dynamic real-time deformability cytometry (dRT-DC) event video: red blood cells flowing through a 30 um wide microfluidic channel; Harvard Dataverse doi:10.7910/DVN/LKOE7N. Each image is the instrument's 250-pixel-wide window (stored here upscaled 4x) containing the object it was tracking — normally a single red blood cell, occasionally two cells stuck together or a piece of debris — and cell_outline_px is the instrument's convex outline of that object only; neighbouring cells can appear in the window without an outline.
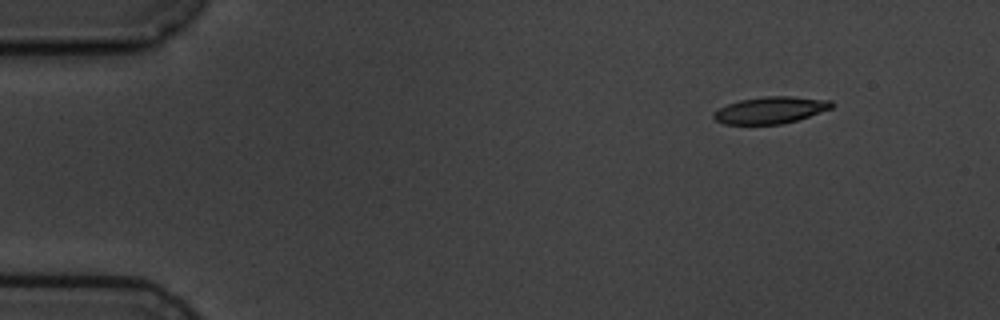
{"species": "common noctule bat (a hibernating species)", "species_latin": "Nyctalus noctula", "temperature_condition": "cold", "stored_images_in_passage": 5, "segment_of_instrument_passage": [2, 2], "camera_frame_rate_fps": 3000, "um_per_image_px": 0.085, "animal": {"sex": "male", "body_mass_g": 19.5, "forearm_length_mm": 54.6}, "frame": {"image": 1, "passage_image": 5, "time_ms": 4.667, "image_size_px": [1000, 320], "cell_outline_px": [[836, 104], [832, 108], [796, 120], [780, 124], [724, 124], [716, 120], [712, 116], [712, 112], [728, 104], [740, 100], [764, 96], [792, 96], [832, 100]], "centroid_in_image_um": [65.51, 9.35], "position_along_channel_um": 19.5, "area_um2": 18.44}}